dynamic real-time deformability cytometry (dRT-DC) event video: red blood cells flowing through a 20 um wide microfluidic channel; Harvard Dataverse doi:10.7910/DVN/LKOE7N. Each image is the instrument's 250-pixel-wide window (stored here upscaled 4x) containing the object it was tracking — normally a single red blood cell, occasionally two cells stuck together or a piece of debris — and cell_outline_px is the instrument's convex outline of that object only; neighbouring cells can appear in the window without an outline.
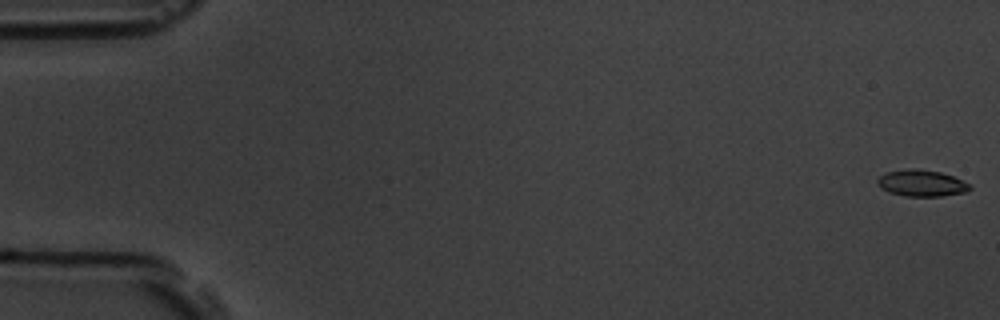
{"species": "common noctule bat (a hibernating species)", "species_latin": "Nyctalus noctula", "temperature_condition": "room temperature", "stored_images_in_passage": 5, "camera_frame_rate_fps": 3000, "um_per_image_px": 0.085, "animal": {"sex": "male", "body_mass_g": 19.5, "forearm_length_mm": 54.6}, "frame": {"image": 1, "passage_image": 1, "time_ms": 0.0, "image_size_px": [1000, 320], "cell_outline_px": [[972, 188], [968, 192], [940, 196], [904, 196], [888, 192], [880, 188], [876, 184], [876, 180], [884, 172], [912, 168], [940, 172], [952, 176], [972, 184]], "centroid_in_image_um": [78.32, 15.57], "position_along_channel_um": 6.7, "area_um2": 14.45}}
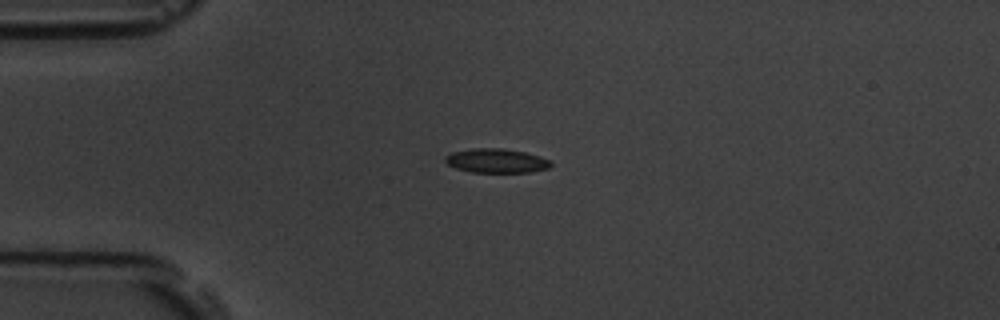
{"frame": {"image": 2, "passage_image": 5, "time_ms": 4.667, "image_size_px": [1000, 320], "cell_outline_px": [[552, 164], [548, 168], [532, 172], [472, 172], [456, 168], [448, 164], [444, 160], [444, 156], [452, 152], [472, 148], [500, 148], [524, 152], [548, 160]], "centroid_in_image_um": [42.14, 13.66], "position_along_channel_um": 42.9, "area_um2": 14.68}}